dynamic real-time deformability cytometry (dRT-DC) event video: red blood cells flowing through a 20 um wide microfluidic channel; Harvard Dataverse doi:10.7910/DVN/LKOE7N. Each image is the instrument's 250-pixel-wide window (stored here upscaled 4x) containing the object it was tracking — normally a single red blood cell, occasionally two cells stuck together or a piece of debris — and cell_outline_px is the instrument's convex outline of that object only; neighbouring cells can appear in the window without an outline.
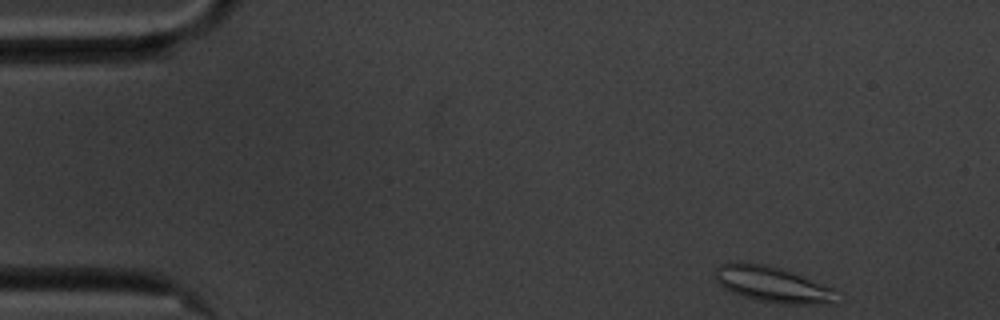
{"species": "common noctule bat (a hibernating species)", "species_latin": "Nyctalus noctula", "temperature_condition": "cold", "stored_images_in_passage": 52, "camera_frame_rate_fps": 3000, "um_per_image_px": 0.085, "animal": {"sex": "male", "body_mass_g": 20.1, "forearm_length_mm": 53.5}, "frame": {"image": 1, "passage_image": 1, "time_ms": 0.0, "image_size_px": [1000, 320], "cell_outline_px": [[836, 304], [780, 304], [760, 300], [744, 296], [732, 292], [724, 288], [716, 280], [716, 268], [720, 264], [740, 260], [744, 260], [784, 268], [796, 272], [832, 288]], "centroid_in_image_um": [65.64, 24.14], "position_along_channel_um": 19.4, "area_um2": 25.61}}
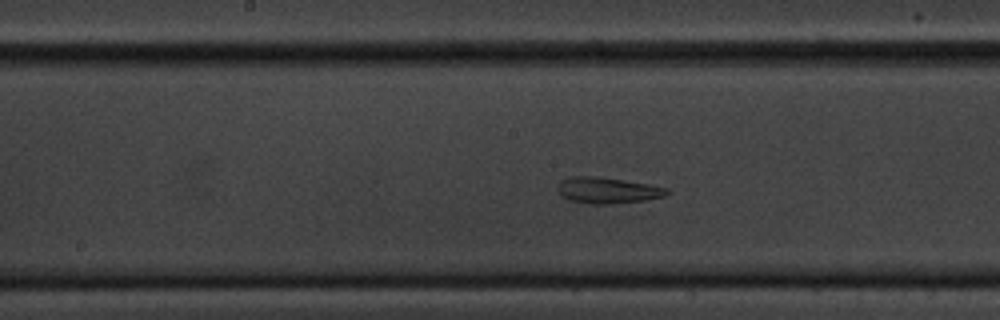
{"frame": {"image": 2, "passage_image": 24, "time_ms": 7.667, "image_size_px": [1000, 320], "cell_outline_px": [[672, 192], [664, 196], [644, 200], [612, 204], [588, 204], [568, 200], [560, 196], [556, 192], [556, 184], [560, 180], [568, 176], [596, 176], [648, 184], [668, 188]], "centroid_in_image_um": [51.55, 16.18], "position_along_channel_um": 196.6, "area_um2": 16.99}}
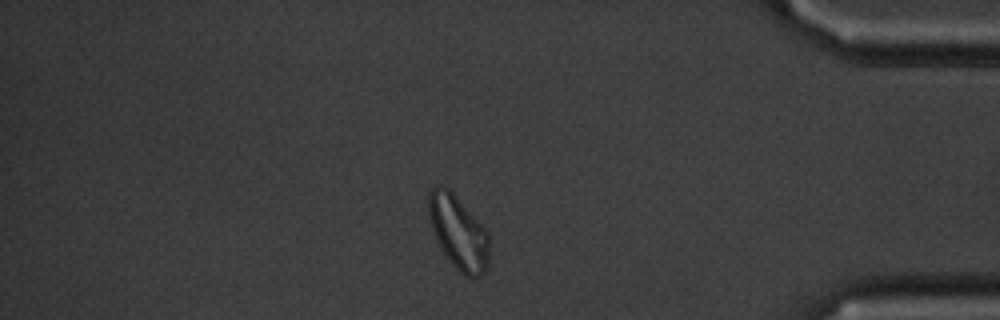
{"frame": {"image": 3, "passage_image": 44, "time_ms": 14.333, "image_size_px": [1000, 320], "cell_outline_px": [[488, 264], [484, 272], [480, 276], [464, 276], [452, 264], [444, 252], [428, 220], [428, 192], [436, 184], [440, 184], [448, 188], [452, 192], [488, 232]], "centroid_in_image_um": [38.93, 19.72], "position_along_channel_um": 396.3, "area_um2": 25.61}, "authors_computed_cell_mechanics": {"area_um2": 20.9525, "velocity_mm_per_s": 3.4787, "shape_relaxation_time_tau1_ms": null, "shape_relaxation_time_tau2_ms": 1.7309, "deformation_change_tau1": null, "deformation_change_tau2": 0.0893}}